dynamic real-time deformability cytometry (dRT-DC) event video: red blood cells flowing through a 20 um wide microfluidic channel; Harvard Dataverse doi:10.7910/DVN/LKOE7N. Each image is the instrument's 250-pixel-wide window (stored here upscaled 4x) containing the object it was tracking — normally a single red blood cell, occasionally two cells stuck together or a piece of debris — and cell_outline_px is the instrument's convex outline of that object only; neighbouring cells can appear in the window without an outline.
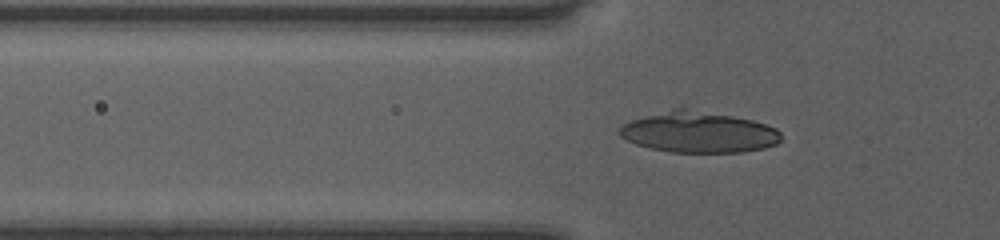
{"species": "human", "species_latin": "Homo sapiens", "temperature_condition": "room temperature", "stored_images_in_passage": 43, "camera_frame_rate_fps": 3000, "um_per_image_px": 0.085, "donor": {"sex": "female"}, "frame": {"image": 1, "passage_image": 11, "time_ms": 3.333, "image_size_px": [1000, 240], "cell_outline_px": [[780, 140], [776, 144], [764, 148], [740, 152], [672, 152], [648, 148], [636, 144], [620, 136], [620, 128], [624, 124], [632, 120], [672, 108], [684, 108], [732, 116], [752, 120], [776, 128], [780, 132]], "centroid_in_image_um": [59.38, 11.24], "position_along_channel_um": 66.4, "area_um2": 38.15}}
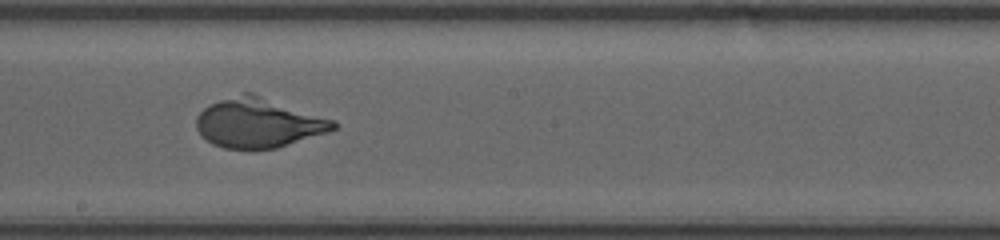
{"frame": {"image": 2, "passage_image": 23, "time_ms": 7.333, "image_size_px": [1000, 240], "cell_outline_px": [[336, 128], [328, 132], [276, 148], [224, 148], [212, 144], [196, 128], [196, 116], [204, 108], [220, 100], [240, 92], [252, 92], [336, 120]], "centroid_in_image_um": [21.99, 10.42], "position_along_channel_um": 226.2, "area_um2": 39.42}}
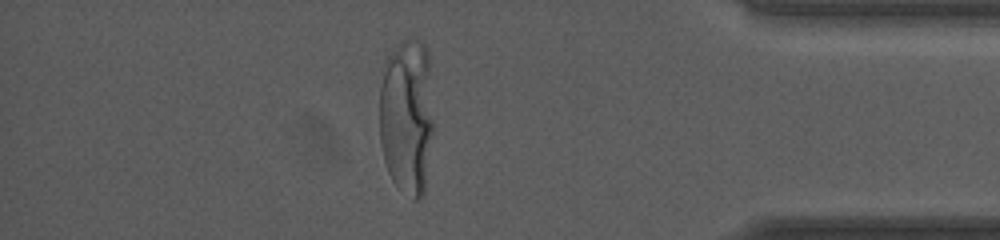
{"frame": {"image": 3, "passage_image": 38, "time_ms": 12.333, "image_size_px": [1000, 240], "cell_outline_px": [[432, 136], [424, 192], [416, 200], [412, 200], [396, 188], [388, 172], [384, 160], [380, 144], [380, 84], [388, 56], [400, 40], [408, 40], [424, 44], [428, 48], [432, 120]], "centroid_in_image_um": [34.57, 9.94], "position_along_channel_um": 400.6, "area_um2": 49.48}}